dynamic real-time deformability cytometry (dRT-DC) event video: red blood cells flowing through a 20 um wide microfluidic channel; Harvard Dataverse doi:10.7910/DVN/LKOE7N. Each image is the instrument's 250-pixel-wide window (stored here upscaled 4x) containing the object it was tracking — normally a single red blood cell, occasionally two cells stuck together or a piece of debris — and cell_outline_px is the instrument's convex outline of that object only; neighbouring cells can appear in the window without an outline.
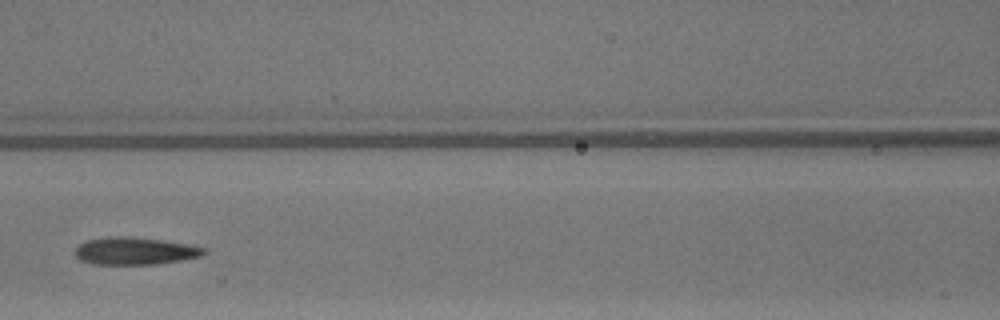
{"species": "common noctule bat (a hibernating species)", "species_latin": "Nyctalus noctula", "temperature_condition": "warm", "stored_images_in_passage": 35, "camera_frame_rate_fps": 3000, "um_per_image_px": 0.085, "animal": {"sex": "male", "body_mass_g": 13.3}, "frame": {"image": 1, "passage_image": 19, "time_ms": 6.0, "image_size_px": [1000, 320], "cell_outline_px": [[208, 252], [200, 256], [184, 260], [156, 264], [92, 264], [80, 260], [76, 256], [76, 248], [80, 244], [88, 240], [108, 236], [128, 236], [164, 240], [192, 244], [208, 248]], "centroid_in_image_um": [11.54, 21.32], "position_along_channel_um": 155.1, "area_um2": 20.87}}
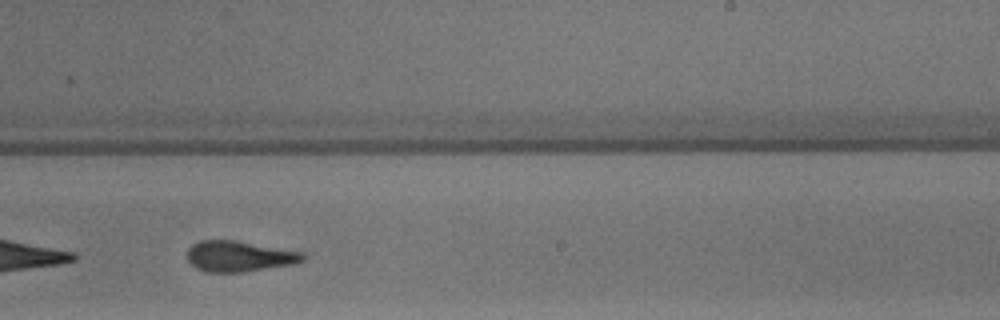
{"frame": {"image": 2, "passage_image": 27, "time_ms": 8.667, "image_size_px": [1000, 320], "cell_outline_px": [[308, 256], [304, 260], [292, 264], [240, 272], [208, 272], [196, 268], [188, 260], [188, 248], [192, 244], [200, 240], [236, 240], [304, 252]], "centroid_in_image_um": [20.35, 21.77], "position_along_channel_um": 268.7, "area_um2": 20.69}}
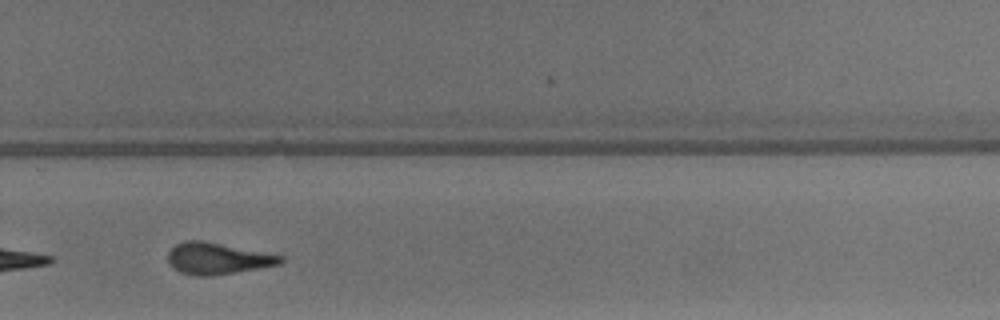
{"frame": {"image": 3, "passage_image": 30, "time_ms": 9.667, "image_size_px": [1000, 320], "cell_outline_px": [[284, 260], [280, 264], [212, 276], [196, 276], [180, 272], [168, 260], [168, 252], [176, 244], [184, 240], [204, 240], [284, 256]], "centroid_in_image_um": [18.49, 21.96], "position_along_channel_um": 311.3, "area_um2": 20.52}, "authors_computed_cell_mechanics": {"area_um2": 21.6172, "velocity_mm_per_s": 4.2825, "shape_relaxation_time_tau1_ms": 8.489, "shape_relaxation_time_tau2_ms": 2.719, "deformation_change_tau1": 0.2109, "deformation_change_tau2": 0.1321}}